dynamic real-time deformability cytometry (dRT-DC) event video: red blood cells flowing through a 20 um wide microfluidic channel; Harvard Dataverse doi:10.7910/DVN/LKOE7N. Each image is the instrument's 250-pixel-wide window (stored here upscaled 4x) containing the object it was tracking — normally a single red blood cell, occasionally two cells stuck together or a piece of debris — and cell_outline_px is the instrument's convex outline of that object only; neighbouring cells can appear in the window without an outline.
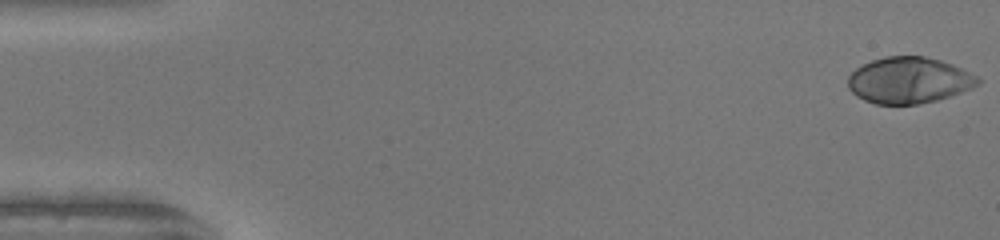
{"species": "human", "species_latin": "Homo sapiens", "temperature_condition": "warm", "stored_images_in_passage": 50, "camera_frame_rate_fps": 3000, "um_per_image_px": 0.085, "donor": {"sex": "female"}, "frame": {"image": 1, "passage_image": 1, "time_ms": 0.0, "image_size_px": [1000, 240], "cell_outline_px": [[984, 80], [980, 84], [972, 88], [936, 100], [920, 104], [876, 104], [864, 100], [856, 96], [848, 88], [848, 76], [856, 68], [872, 60], [884, 56], [924, 56], [940, 60], [952, 64]], "centroid_in_image_um": [77.25, 6.82], "position_along_channel_um": 7.7, "area_um2": 34.97}}
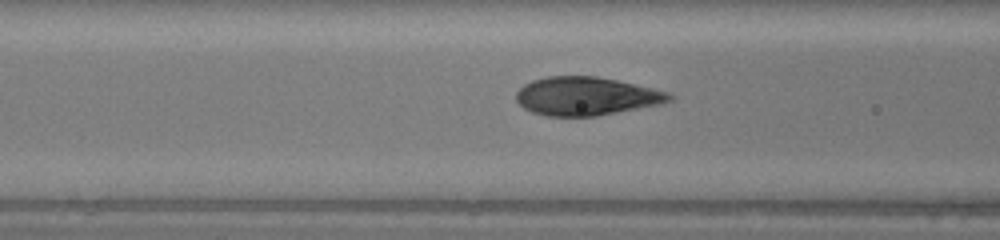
{"frame": {"image": 2, "passage_image": 20, "time_ms": 6.333, "image_size_px": [1000, 240], "cell_outline_px": [[676, 96], [672, 100], [660, 104], [596, 116], [544, 116], [532, 112], [524, 108], [516, 100], [516, 92], [524, 84], [532, 80], [548, 76], [596, 76], [616, 80], [672, 92]], "centroid_in_image_um": [49.85, 8.17], "position_along_channel_um": 116.8, "area_um2": 34.39}}
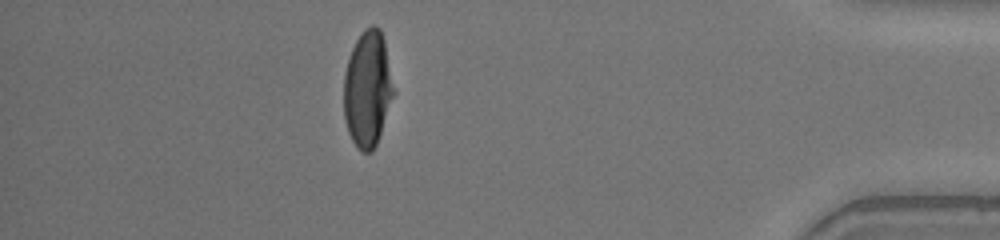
{"frame": {"image": 3, "passage_image": 44, "time_ms": 14.333, "image_size_px": [1000, 240], "cell_outline_px": [[396, 92], [376, 144], [372, 152], [364, 152], [352, 140], [348, 132], [344, 120], [344, 72], [352, 48], [356, 40], [364, 28], [372, 24], [380, 28], [384, 40]], "centroid_in_image_um": [31.26, 7.53], "position_along_channel_um": 403.9, "area_um2": 33.93}, "authors_computed_cell_mechanics": {"area_um2": 35.0557, "velocity_mm_per_s": 4.2017, "shape_relaxation_time_tau1_ms": 4.0759, "shape_relaxation_time_tau2_ms": null, "deformation_change_tau1": 0.2634, "deformation_change_tau2": null}}